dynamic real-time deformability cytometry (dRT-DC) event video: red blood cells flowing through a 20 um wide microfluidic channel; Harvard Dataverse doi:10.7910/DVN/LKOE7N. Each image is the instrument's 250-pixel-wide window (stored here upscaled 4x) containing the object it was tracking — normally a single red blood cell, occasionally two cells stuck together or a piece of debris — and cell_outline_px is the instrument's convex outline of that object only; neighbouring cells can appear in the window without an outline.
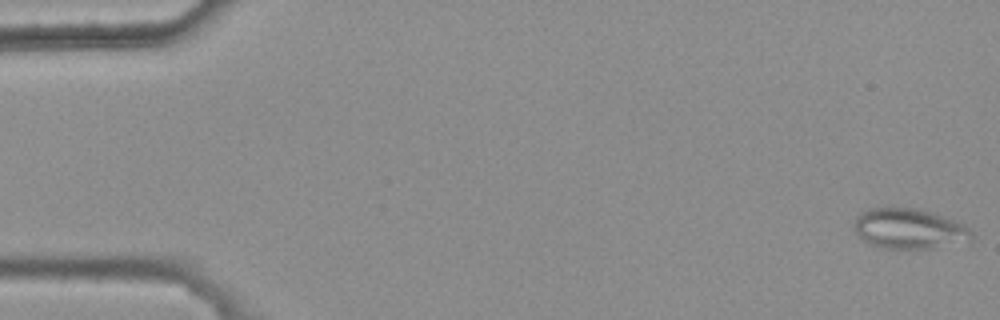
{"species": "common noctule bat (a hibernating species)", "species_latin": "Nyctalus noctula", "temperature_condition": "warm", "stored_images_in_passage": 6, "camera_frame_rate_fps": 3000, "um_per_image_px": 0.085, "animal": {"sex": "female", "body_mass_g": 25.1}, "frame": {"image": 1, "passage_image": 1, "time_ms": 0.0, "image_size_px": [1000, 320], "cell_outline_px": [[972, 240], [932, 248], [884, 248], [860, 240], [856, 232], [856, 216], [860, 212], [868, 208], [892, 204], [920, 208], [964, 224], [972, 232]], "centroid_in_image_um": [77.23, 19.38], "position_along_channel_um": 7.8, "area_um2": 28.09}}